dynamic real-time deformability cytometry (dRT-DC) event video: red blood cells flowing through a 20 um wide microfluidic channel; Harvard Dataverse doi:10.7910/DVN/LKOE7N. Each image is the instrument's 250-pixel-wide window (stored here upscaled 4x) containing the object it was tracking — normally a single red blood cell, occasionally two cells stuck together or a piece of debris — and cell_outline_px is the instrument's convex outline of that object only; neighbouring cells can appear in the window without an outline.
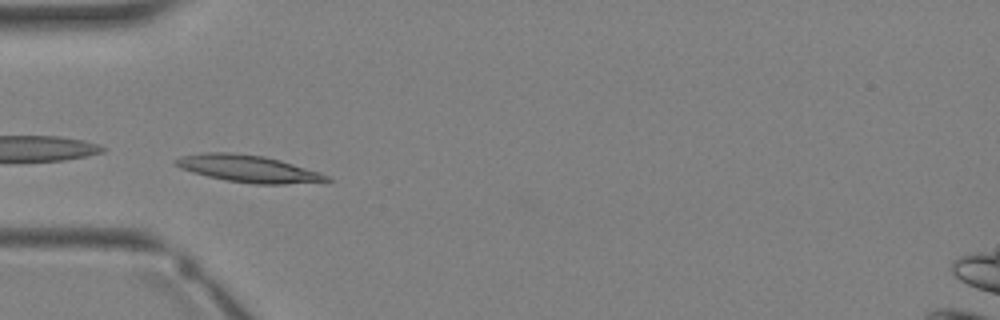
{"species": "Egyptian fruit bat (a non-hibernating species)", "species_latin": "Rousettus aegyptiacus", "temperature_condition": "warm", "stored_images_in_passage": 15, "camera_frame_rate_fps": 3000, "um_per_image_px": 0.085, "animal": {"sex": "female"}, "frame": {"image": 1, "passage_image": 13, "time_ms": 4.0, "image_size_px": [1000, 320], "cell_outline_px": [[332, 180], [284, 184], [256, 184], [228, 180], [208, 176], [180, 168], [172, 160], [180, 156], [204, 152], [232, 152], [264, 156], [280, 160], [320, 172], [328, 176]], "centroid_in_image_um": [21.07, 14.32], "position_along_channel_um": 63.9, "area_um2": 23.52}}
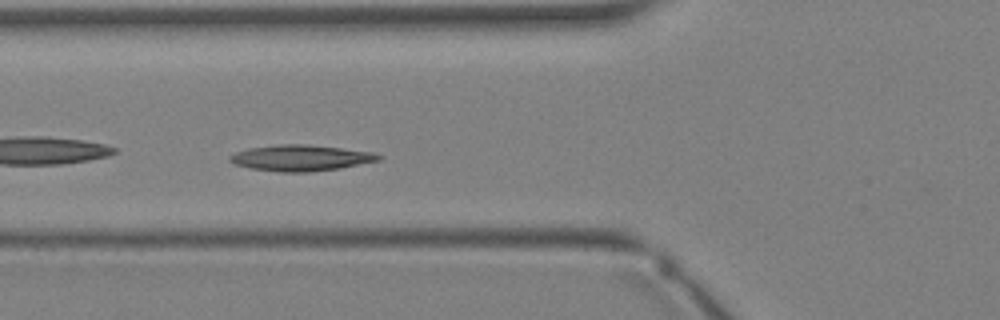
{"frame": {"image": 2, "passage_image": 15, "time_ms": 4.667, "image_size_px": [1000, 320], "cell_outline_px": [[384, 156], [380, 160], [340, 168], [308, 172], [280, 172], [248, 168], [236, 164], [228, 160], [228, 156], [236, 152], [248, 148], [280, 144], [308, 144], [372, 152]], "centroid_in_image_um": [25.55, 13.42], "position_along_channel_um": 100.3, "area_um2": 22.54}}